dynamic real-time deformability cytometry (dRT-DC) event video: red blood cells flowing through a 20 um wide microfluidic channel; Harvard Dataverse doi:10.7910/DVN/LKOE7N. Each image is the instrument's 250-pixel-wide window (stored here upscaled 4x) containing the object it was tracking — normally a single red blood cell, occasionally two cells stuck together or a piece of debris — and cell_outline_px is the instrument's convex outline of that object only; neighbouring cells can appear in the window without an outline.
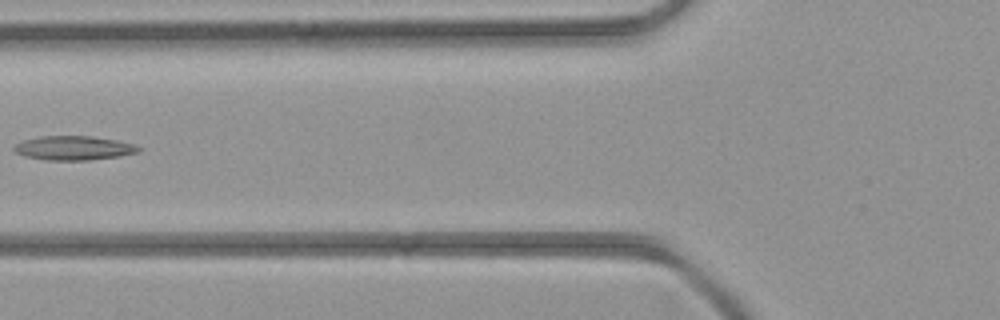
{"species": "common noctule bat (a hibernating species)", "species_latin": "Nyctalus noctula", "temperature_condition": "room temperature", "stored_images_in_passage": 5, "camera_frame_rate_fps": 3000, "um_per_image_px": 0.085, "animal": {"sex": "female", "body_mass_g": 21.9}, "frame": {"image": 1, "passage_image": 5, "time_ms": 5.0, "image_size_px": [1000, 320], "cell_outline_px": [[144, 148], [140, 152], [120, 156], [88, 160], [48, 160], [24, 156], [16, 152], [12, 148], [16, 144], [24, 140], [40, 136], [92, 136], [116, 140], [136, 144]], "centroid_in_image_um": [6.33, 12.58], "position_along_channel_um": 119.5, "area_um2": 17.63}}